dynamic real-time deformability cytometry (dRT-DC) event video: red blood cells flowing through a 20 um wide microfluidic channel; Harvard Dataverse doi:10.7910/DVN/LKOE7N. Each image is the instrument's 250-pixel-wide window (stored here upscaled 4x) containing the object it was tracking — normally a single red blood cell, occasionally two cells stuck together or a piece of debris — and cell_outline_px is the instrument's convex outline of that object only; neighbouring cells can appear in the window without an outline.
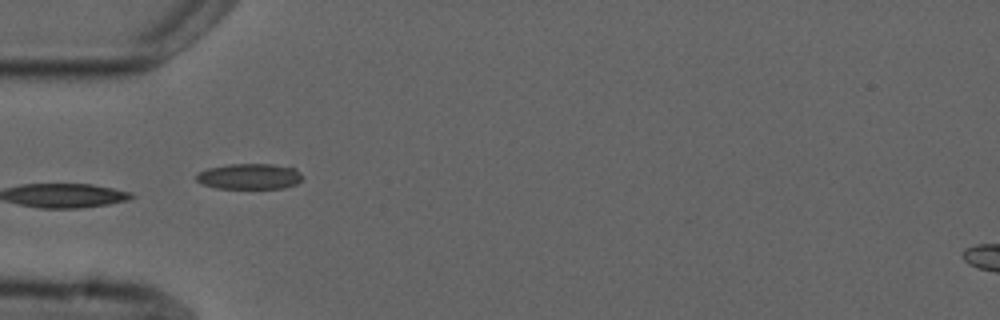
{"species": "common noctule bat (a hibernating species)", "species_latin": "Nyctalus noctula", "temperature_condition": "cold", "stored_images_in_passage": 4, "camera_frame_rate_fps": 3000, "um_per_image_px": 0.085, "animal": {"sex": "male", "forearm_length_mm": 52.5}, "frame": {"image": 1, "passage_image": 4, "time_ms": 3.667, "image_size_px": [1000, 320], "cell_outline_px": [[304, 176], [296, 184], [284, 188], [216, 188], [204, 184], [196, 180], [196, 172], [208, 168], [228, 164], [272, 164], [296, 168]], "centroid_in_image_um": [21.21, 14.98], "position_along_channel_um": 63.8, "area_um2": 15.95}}